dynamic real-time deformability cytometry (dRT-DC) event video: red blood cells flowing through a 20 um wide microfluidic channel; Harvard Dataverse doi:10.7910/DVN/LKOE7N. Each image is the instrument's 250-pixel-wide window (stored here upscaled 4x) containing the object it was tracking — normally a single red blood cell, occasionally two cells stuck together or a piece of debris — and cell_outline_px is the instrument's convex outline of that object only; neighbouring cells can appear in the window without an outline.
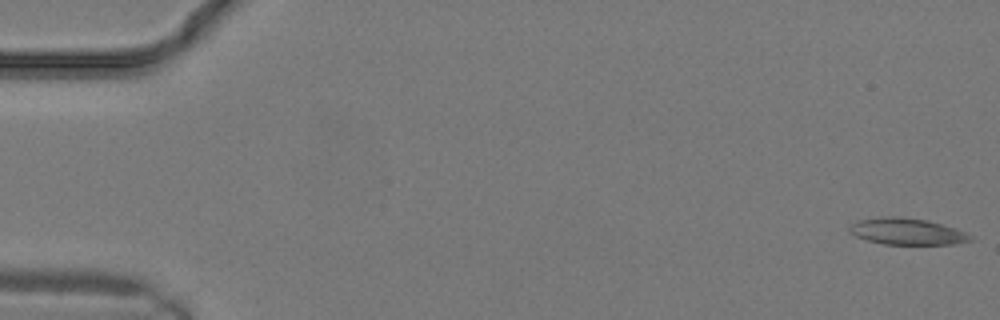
{"species": "common noctule bat (a hibernating species)", "species_latin": "Nyctalus noctula", "temperature_condition": "warm", "stored_images_in_passage": 10, "camera_frame_rate_fps": 3000, "um_per_image_px": 0.085, "animal": {"sex": "male", "body_mass_g": 19.2, "forearm_length_mm": 51.8}, "frame": {"image": 1, "passage_image": 1, "time_ms": 0.0, "image_size_px": [1000, 320], "cell_outline_px": [[972, 240], [952, 244], [884, 244], [868, 240], [856, 236], [848, 232], [848, 228], [856, 220], [880, 216], [900, 216], [924, 220], [940, 224], [964, 232], [972, 236]], "centroid_in_image_um": [77.01, 19.66], "position_along_channel_um": 8.0, "area_um2": 18.5}}
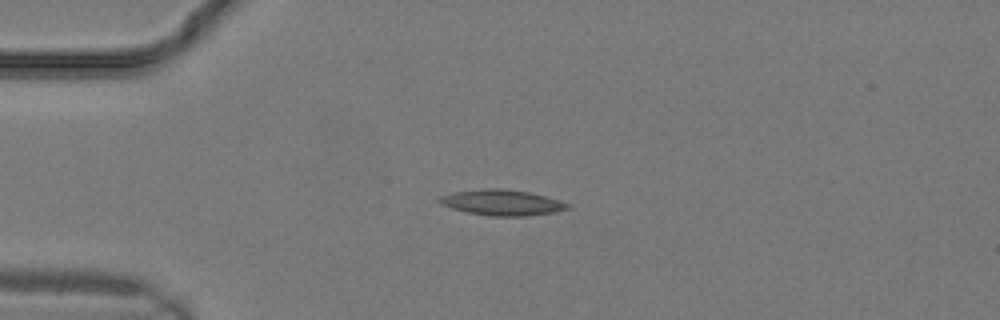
{"frame": {"image": 2, "passage_image": 7, "time_ms": 2.0, "image_size_px": [1000, 320], "cell_outline_px": [[572, 208], [556, 212], [528, 216], [492, 216], [468, 212], [452, 208], [440, 204], [436, 200], [440, 196], [452, 192], [480, 188], [504, 188], [528, 192], [560, 200], [568, 204]], "centroid_in_image_um": [42.66, 17.21], "position_along_channel_um": 42.3, "area_um2": 19.36}}
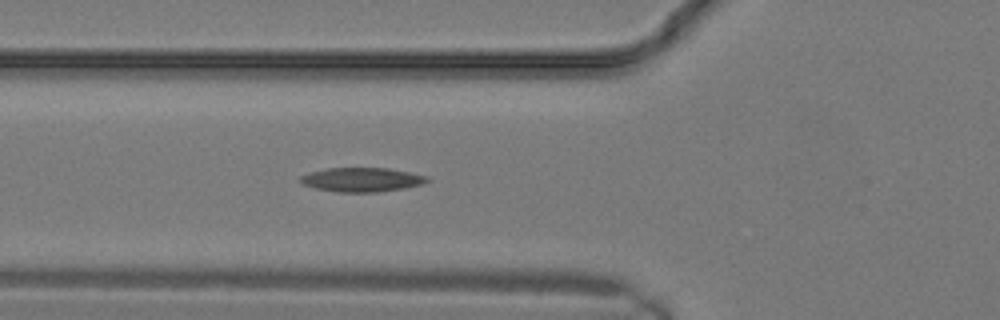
{"frame": {"image": 3, "passage_image": 10, "time_ms": 3.0, "image_size_px": [1000, 320], "cell_outline_px": [[432, 180], [424, 184], [404, 188], [376, 192], [336, 192], [316, 188], [300, 184], [300, 176], [312, 172], [328, 168], [388, 168], [428, 176]], "centroid_in_image_um": [30.78, 15.27], "position_along_channel_um": 95.0, "area_um2": 17.86}}